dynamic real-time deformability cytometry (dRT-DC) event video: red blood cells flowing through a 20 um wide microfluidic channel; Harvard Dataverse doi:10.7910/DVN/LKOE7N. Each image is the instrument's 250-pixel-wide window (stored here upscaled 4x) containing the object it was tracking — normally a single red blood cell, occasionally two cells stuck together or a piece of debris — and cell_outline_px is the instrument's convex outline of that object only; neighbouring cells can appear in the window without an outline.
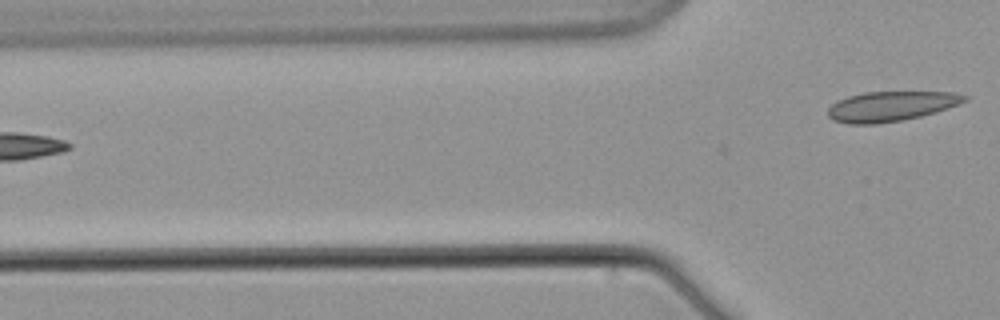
{"species": "common noctule bat (a hibernating species)", "species_latin": "Nyctalus noctula", "temperature_condition": "warm", "stored_images_in_passage": 4, "segment_of_instrument_passage": [2, 2], "camera_frame_rate_fps": 3000, "um_per_image_px": 0.085, "animal": {"sex": "male", "body_mass_g": 21.5, "forearm_length_mm": 52.0}, "frame": {"image": 1, "passage_image": 4, "time_ms": 3.667, "image_size_px": [1000, 320], "cell_outline_px": [[968, 100], [960, 104], [936, 112], [920, 116], [900, 120], [876, 124], [848, 124], [832, 120], [828, 116], [828, 108], [836, 100], [848, 96], [864, 92], [952, 92], [968, 96]], "centroid_in_image_um": [75.71, 9.03], "position_along_channel_um": 50.1, "area_um2": 23.87}}